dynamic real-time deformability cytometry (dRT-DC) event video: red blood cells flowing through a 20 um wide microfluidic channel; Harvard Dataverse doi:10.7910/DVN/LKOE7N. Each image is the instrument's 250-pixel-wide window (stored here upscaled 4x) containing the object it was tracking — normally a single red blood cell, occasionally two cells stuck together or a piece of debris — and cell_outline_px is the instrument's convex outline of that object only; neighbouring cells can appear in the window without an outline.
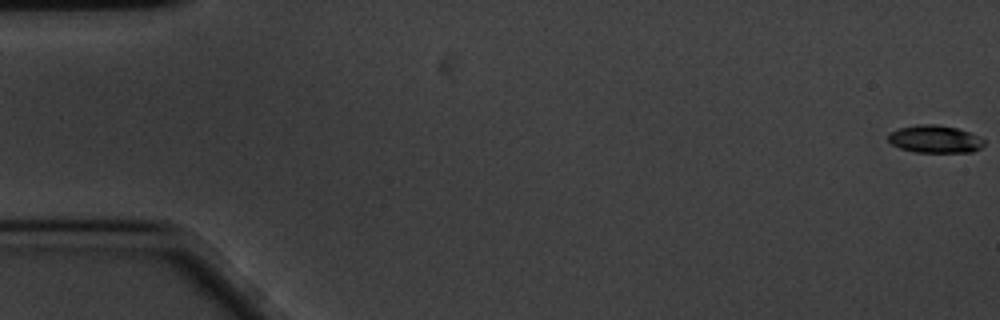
{"species": "common noctule bat (a hibernating species)", "species_latin": "Nyctalus noctula", "temperature_condition": "cold", "stored_images_in_passage": 60, "camera_frame_rate_fps": 3000, "um_per_image_px": 0.085, "animal": {"sex": "male", "body_mass_g": 20.1, "forearm_length_mm": 53.5}, "frame": {"image": 1, "passage_image": 1, "time_ms": 0.0, "image_size_px": [1000, 320], "cell_outline_px": [[984, 144], [980, 148], [972, 152], [916, 152], [900, 148], [892, 144], [888, 140], [888, 132], [900, 128], [916, 124], [936, 124], [956, 128], [968, 132], [984, 140]], "centroid_in_image_um": [79.43, 11.82], "position_along_channel_um": 5.6, "area_um2": 15.32}}
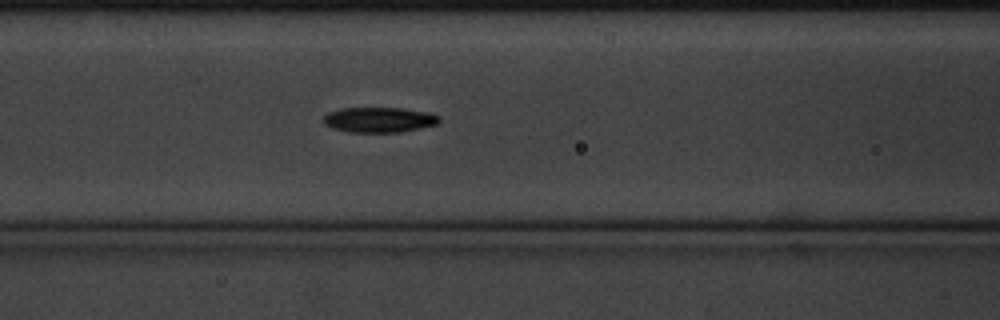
{"frame": {"image": 2, "passage_image": 25, "time_ms": 8.0, "image_size_px": [1000, 320], "cell_outline_px": [[440, 120], [436, 124], [420, 128], [400, 132], [348, 132], [332, 128], [324, 124], [320, 120], [328, 112], [340, 108], [404, 108], [428, 112], [440, 116]], "centroid_in_image_um": [32.18, 10.17], "position_along_channel_um": 134.4, "area_um2": 17.17}}
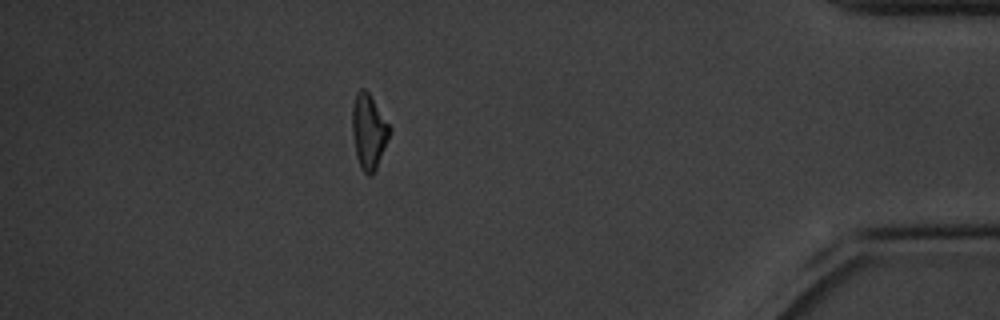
{"frame": {"image": 3, "passage_image": 53, "time_ms": 17.333, "image_size_px": [1000, 320], "cell_outline_px": [[392, 128], [376, 168], [372, 176], [368, 176], [364, 172], [356, 156], [352, 132], [352, 108], [356, 92], [360, 88], [364, 88], [368, 92]], "centroid_in_image_um": [31.33, 11.15], "position_along_channel_um": 403.9, "area_um2": 16.13}, "authors_computed_cell_mechanics": {"area_um2": 16.5308, "velocity_mm_per_s": 3.3925, "shape_relaxation_time_tau1_ms": 3.1381, "shape_relaxation_time_tau2_ms": 4.0847, "deformation_change_tau1": 0.133, "deformation_change_tau2": 0.1175}}